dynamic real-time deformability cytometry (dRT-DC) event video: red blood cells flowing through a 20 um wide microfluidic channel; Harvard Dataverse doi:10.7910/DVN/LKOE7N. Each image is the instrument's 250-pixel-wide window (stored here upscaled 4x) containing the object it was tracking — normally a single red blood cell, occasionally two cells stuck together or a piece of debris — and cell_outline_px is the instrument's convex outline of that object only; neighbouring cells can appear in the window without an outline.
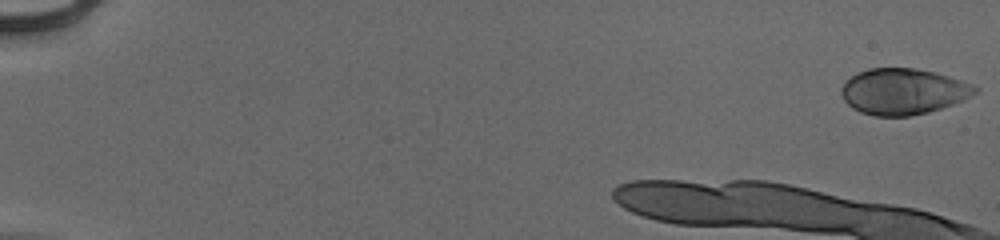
{"species": "human", "species_latin": "Homo sapiens", "temperature_condition": "cold", "stored_images_in_passage": 13, "camera_frame_rate_fps": 3000, "um_per_image_px": 0.085, "donor": {"sex": "male"}, "frame": {"image": 1, "passage_image": 1, "time_ms": 0.0, "image_size_px": [1000, 240], "cell_outline_px": [[980, 88], [972, 96], [952, 104], [928, 112], [908, 116], [876, 116], [860, 112], [852, 108], [844, 100], [840, 92], [840, 88], [844, 80], [856, 72], [868, 68], [916, 68], [936, 72], [972, 84]], "centroid_in_image_um": [76.72, 7.76], "position_along_channel_um": 8.3, "area_um2": 36.07}}